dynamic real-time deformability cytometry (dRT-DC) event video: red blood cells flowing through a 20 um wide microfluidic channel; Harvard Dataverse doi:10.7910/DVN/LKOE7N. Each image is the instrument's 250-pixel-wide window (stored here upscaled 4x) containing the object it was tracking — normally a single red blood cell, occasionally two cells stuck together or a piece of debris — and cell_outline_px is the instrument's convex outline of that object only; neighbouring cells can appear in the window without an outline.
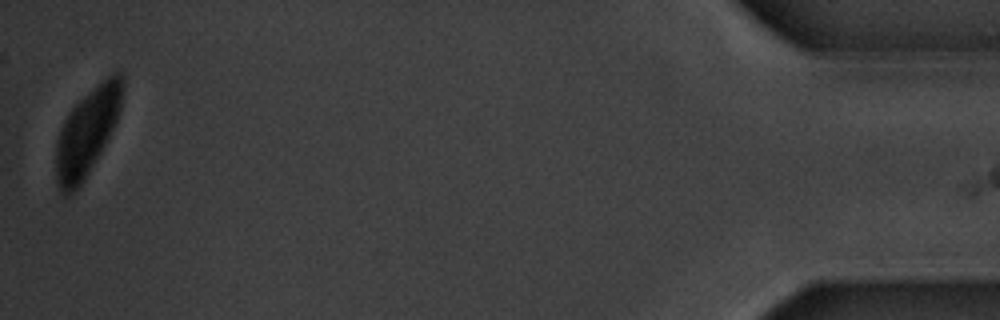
{"species": "common noctule bat (a hibernating species)", "species_latin": "Nyctalus noctula", "temperature_condition": "warm", "stored_images_in_passage": 43, "camera_frame_rate_fps": 3000, "um_per_image_px": 0.085, "animal": {"sex": "male", "body_mass_g": 20.1, "forearm_length_mm": 53.5}, "frame": {"image": 1, "passage_image": 43, "time_ms": 14.0, "image_size_px": [1000, 320], "cell_outline_px": [[124, 88], [120, 108], [116, 120], [100, 152], [84, 180], [68, 196], [64, 196], [60, 192], [56, 184], [56, 140], [60, 128], [64, 120], [72, 108], [104, 76], [112, 72], [124, 72]], "centroid_in_image_um": [7.4, 11.17], "position_along_channel_um": 427.8, "area_um2": 33.64}}